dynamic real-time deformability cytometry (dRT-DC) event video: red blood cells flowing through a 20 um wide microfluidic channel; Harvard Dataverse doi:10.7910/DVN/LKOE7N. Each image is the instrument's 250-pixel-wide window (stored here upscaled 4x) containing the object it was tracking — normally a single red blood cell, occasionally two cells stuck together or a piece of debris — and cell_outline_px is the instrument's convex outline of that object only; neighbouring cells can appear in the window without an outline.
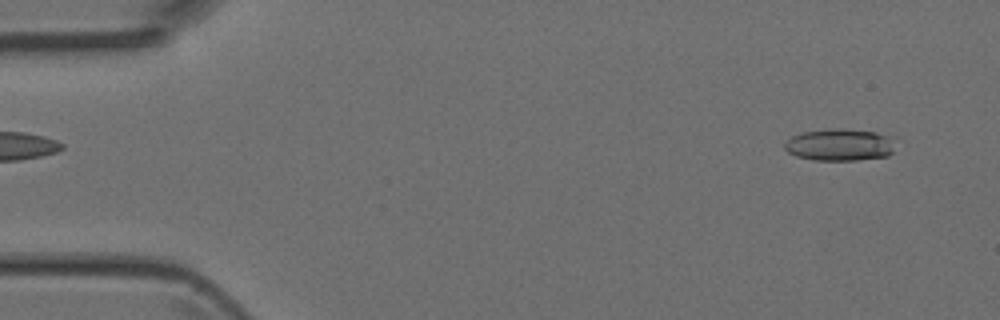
{"species": "Egyptian fruit bat (a non-hibernating species)", "species_latin": "Rousettus aegyptiacus", "temperature_condition": "room temperature", "stored_images_in_passage": 8, "camera_frame_rate_fps": 3000, "um_per_image_px": 0.085, "animal": {"sex": "female"}, "frame": {"image": 1, "passage_image": 1, "time_ms": 0.0, "image_size_px": [1000, 320], "cell_outline_px": [[892, 152], [888, 156], [856, 160], [812, 160], [796, 156], [788, 152], [784, 148], [784, 144], [792, 136], [804, 132], [832, 128], [840, 128], [876, 132], [888, 136]], "centroid_in_image_um": [71.3, 12.31], "position_along_channel_um": 13.7, "area_um2": 20.35}}